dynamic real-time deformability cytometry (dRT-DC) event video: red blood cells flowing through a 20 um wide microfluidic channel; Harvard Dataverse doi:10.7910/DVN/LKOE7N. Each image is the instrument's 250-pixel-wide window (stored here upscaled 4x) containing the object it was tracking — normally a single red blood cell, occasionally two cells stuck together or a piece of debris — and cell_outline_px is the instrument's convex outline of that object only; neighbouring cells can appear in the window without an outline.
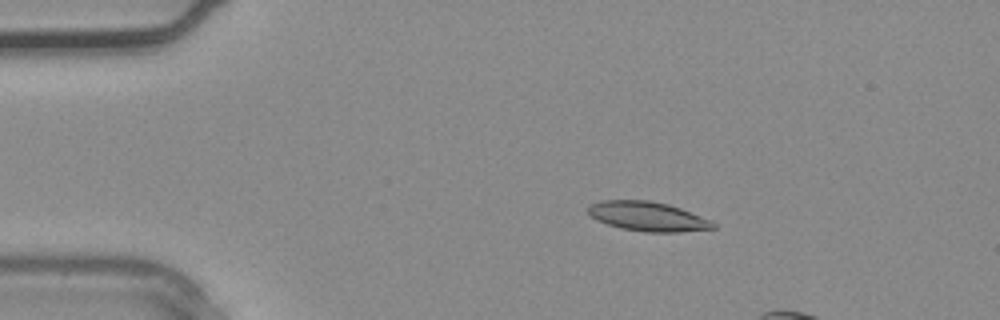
{"species": "common noctule bat (a hibernating species)", "species_latin": "Nyctalus noctula", "temperature_condition": "warm", "stored_images_in_passage": 8, "camera_frame_rate_fps": 3000, "um_per_image_px": 0.085, "animal": {"sex": "male", "body_mass_g": 20.4}, "frame": {"image": 1, "passage_image": 4, "time_ms": 1.0, "image_size_px": [1000, 320], "cell_outline_px": [[716, 228], [680, 232], [644, 232], [620, 228], [596, 220], [588, 212], [588, 204], [600, 200], [648, 200], [668, 204], [680, 208], [712, 220], [716, 224]], "centroid_in_image_um": [55.06, 18.39], "position_along_channel_um": 29.9, "area_um2": 21.56}}